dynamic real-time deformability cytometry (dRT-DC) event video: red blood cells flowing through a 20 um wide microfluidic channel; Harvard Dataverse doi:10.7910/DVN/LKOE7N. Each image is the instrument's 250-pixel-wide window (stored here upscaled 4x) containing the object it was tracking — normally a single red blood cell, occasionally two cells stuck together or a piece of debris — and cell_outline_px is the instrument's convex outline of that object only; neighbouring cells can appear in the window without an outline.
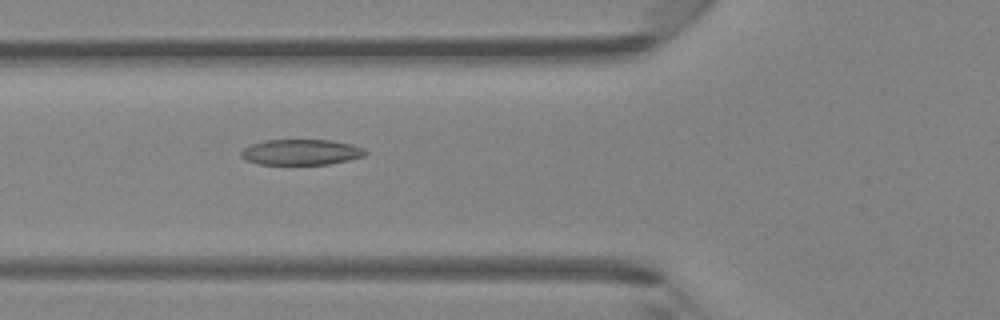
{"species": "Egyptian fruit bat (a non-hibernating species)", "species_latin": "Rousettus aegyptiacus", "temperature_condition": "room temperature", "stored_images_in_passage": 48, "camera_frame_rate_fps": 3000, "um_per_image_px": 0.085, "animal": {"sex": "female"}, "frame": {"image": 1, "passage_image": 18, "time_ms": 5.667, "image_size_px": [1000, 320], "cell_outline_px": [[368, 152], [364, 156], [348, 160], [328, 164], [260, 164], [244, 160], [240, 156], [240, 152], [244, 148], [252, 144], [264, 140], [332, 140], [352, 144], [364, 148]], "centroid_in_image_um": [25.59, 12.93], "position_along_channel_um": 100.2, "area_um2": 18.61}}
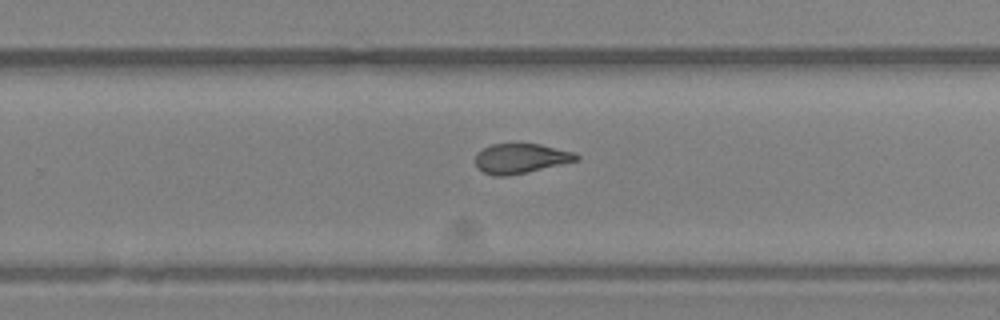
{"frame": {"image": 2, "passage_image": 31, "time_ms": 10.0, "image_size_px": [1000, 320], "cell_outline_px": [[580, 160], [508, 176], [492, 176], [476, 168], [476, 152], [492, 144], [540, 144], [576, 152], [580, 156]], "centroid_in_image_um": [44.28, 13.47], "position_along_channel_um": 285.5, "area_um2": 17.63}}
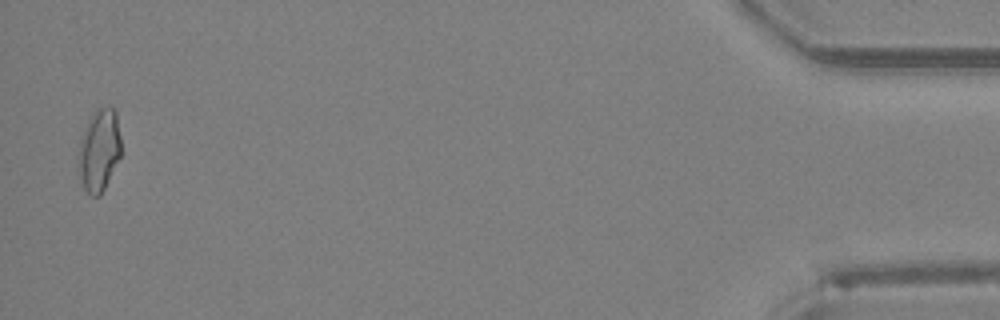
{"frame": {"image": 3, "passage_image": 47, "time_ms": 15.333, "image_size_px": [1000, 320], "cell_outline_px": [[120, 156], [100, 196], [92, 196], [84, 188], [80, 176], [80, 140], [84, 128], [88, 120], [96, 108], [112, 108], [116, 112], [120, 136]], "centroid_in_image_um": [8.44, 12.74], "position_along_channel_um": 426.8, "area_um2": 19.83}, "authors_computed_cell_mechanics": {"area_um2": 18.8139, "velocity_mm_per_s": 4.288, "shape_relaxation_time_tau1_ms": 11.3387, "shape_relaxation_time_tau2_ms": 2.6241, "deformation_change_tau1": 0.2766, "deformation_change_tau2": 0.1044}}